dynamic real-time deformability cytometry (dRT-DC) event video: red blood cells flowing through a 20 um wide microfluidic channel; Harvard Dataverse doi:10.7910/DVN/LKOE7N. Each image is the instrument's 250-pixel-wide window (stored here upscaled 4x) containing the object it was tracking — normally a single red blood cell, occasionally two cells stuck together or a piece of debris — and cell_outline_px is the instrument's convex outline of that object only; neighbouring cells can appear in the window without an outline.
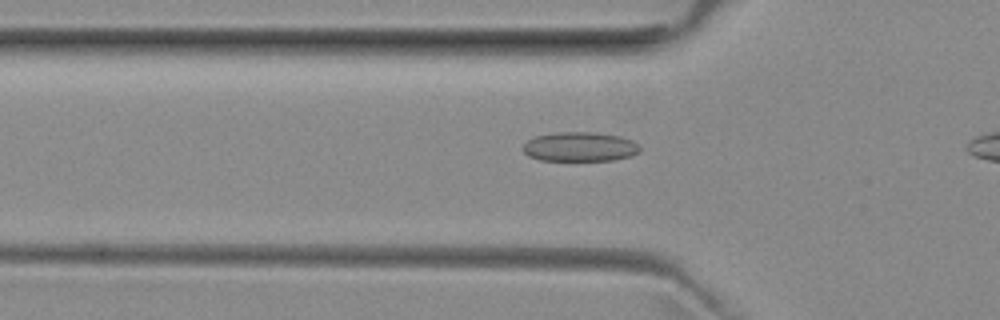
{"species": "common noctule bat (a hibernating species)", "species_latin": "Nyctalus noctula", "temperature_condition": "room temperature", "stored_images_in_passage": 7, "camera_frame_rate_fps": 3000, "um_per_image_px": 0.085, "animal": {"sex": "female", "body_mass_g": 29.2, "forearm_length_mm": 56.3}, "frame": {"image": 1, "passage_image": 5, "time_ms": 1.333, "image_size_px": [1000, 320], "cell_outline_px": [[640, 152], [632, 156], [612, 160], [540, 160], [528, 156], [524, 152], [524, 144], [528, 140], [536, 136], [560, 132], [592, 132], [620, 136], [632, 140], [640, 148]], "centroid_in_image_um": [49.3, 12.48], "position_along_channel_um": 76.5, "area_um2": 19.88}}